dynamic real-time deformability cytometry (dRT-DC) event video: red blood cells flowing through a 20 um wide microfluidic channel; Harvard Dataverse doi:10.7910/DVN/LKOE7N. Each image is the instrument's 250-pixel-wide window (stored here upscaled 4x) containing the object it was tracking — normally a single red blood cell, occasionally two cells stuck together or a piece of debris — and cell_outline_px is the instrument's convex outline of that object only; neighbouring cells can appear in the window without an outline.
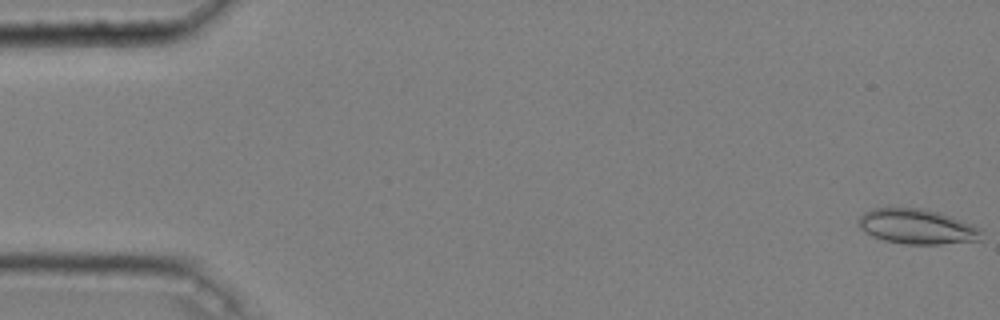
{"species": "common noctule bat (a hibernating species)", "species_latin": "Nyctalus noctula", "temperature_condition": "cold", "stored_images_in_passage": 12, "camera_frame_rate_fps": 3000, "um_per_image_px": 0.085, "animal": {"sex": "male", "body_mass_g": 20.4}, "frame": {"image": 1, "passage_image": 1, "time_ms": 0.0, "image_size_px": [1000, 320], "cell_outline_px": [[980, 240], [940, 244], [904, 244], [884, 240], [872, 236], [860, 228], [860, 216], [864, 212], [876, 208], [920, 208], [940, 212], [972, 224], [980, 228]], "centroid_in_image_um": [77.95, 19.26], "position_along_channel_um": 7.1, "area_um2": 24.8}}